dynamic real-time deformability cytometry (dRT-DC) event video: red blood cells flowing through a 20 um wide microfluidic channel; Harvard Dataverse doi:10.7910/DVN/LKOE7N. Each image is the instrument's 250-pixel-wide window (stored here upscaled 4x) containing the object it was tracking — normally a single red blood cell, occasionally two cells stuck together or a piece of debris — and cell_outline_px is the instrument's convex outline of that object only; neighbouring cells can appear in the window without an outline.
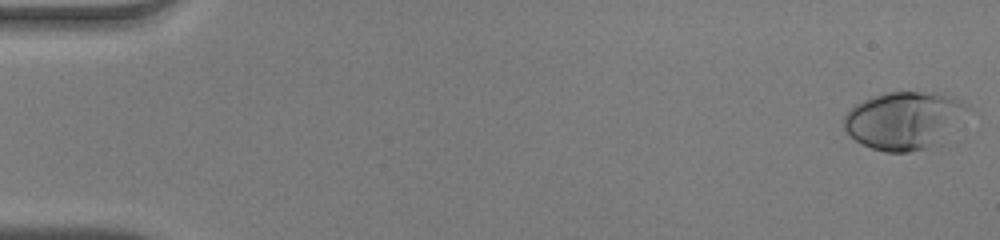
{"species": "human", "species_latin": "Homo sapiens", "temperature_condition": "warm", "stored_images_in_passage": 52, "camera_frame_rate_fps": 3000, "um_per_image_px": 0.085, "donor": {"sex": "male"}, "frame": {"image": 1, "passage_image": 1, "time_ms": 0.0, "image_size_px": [1000, 240], "cell_outline_px": [[972, 108], [924, 148], [908, 152], [884, 152], [872, 148], [848, 136], [844, 128], [844, 116], [856, 104], [872, 96], [888, 92], [940, 92], [952, 96], [968, 104]], "centroid_in_image_um": [76.75, 10.18], "position_along_channel_um": 8.2, "area_um2": 40.23}}
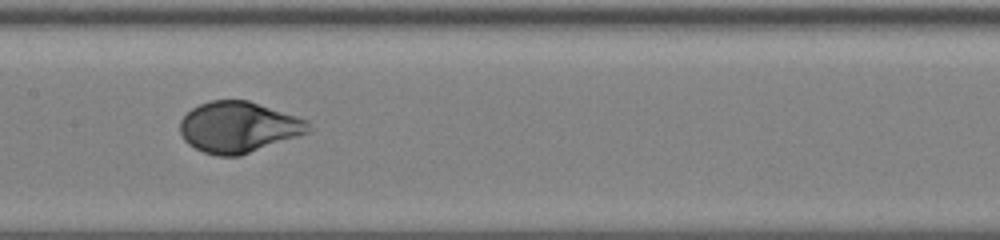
{"frame": {"image": 2, "passage_image": 27, "time_ms": 8.667, "image_size_px": [1000, 240], "cell_outline_px": [[312, 128], [308, 132], [240, 156], [216, 156], [204, 152], [188, 144], [184, 140], [180, 132], [180, 120], [192, 108], [200, 104], [212, 100], [248, 100], [308, 120]], "centroid_in_image_um": [20.25, 10.81], "position_along_channel_um": 187.1, "area_um2": 37.92}}
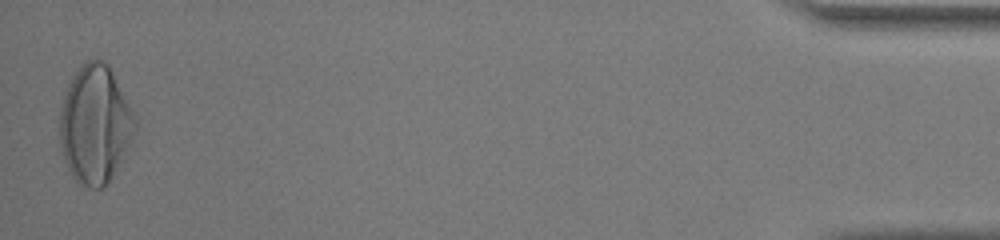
{"frame": {"image": 3, "passage_image": 52, "time_ms": 17.0, "image_size_px": [1000, 240], "cell_outline_px": [[136, 128], [104, 188], [88, 188], [76, 184], [64, 160], [60, 148], [60, 108], [68, 84], [72, 76], [80, 64], [88, 60], [104, 60], [108, 64], [136, 120]], "centroid_in_image_um": [8.01, 10.57], "position_along_channel_um": 427.2, "area_um2": 50.92}, "authors_computed_cell_mechanics": {"area_um2": 39.1017, "velocity_mm_per_s": 3.9475, "shape_relaxation_time_tau1_ms": 2.7819, "shape_relaxation_time_tau2_ms": null, "deformation_change_tau1": 0.2019, "deformation_change_tau2": null}}